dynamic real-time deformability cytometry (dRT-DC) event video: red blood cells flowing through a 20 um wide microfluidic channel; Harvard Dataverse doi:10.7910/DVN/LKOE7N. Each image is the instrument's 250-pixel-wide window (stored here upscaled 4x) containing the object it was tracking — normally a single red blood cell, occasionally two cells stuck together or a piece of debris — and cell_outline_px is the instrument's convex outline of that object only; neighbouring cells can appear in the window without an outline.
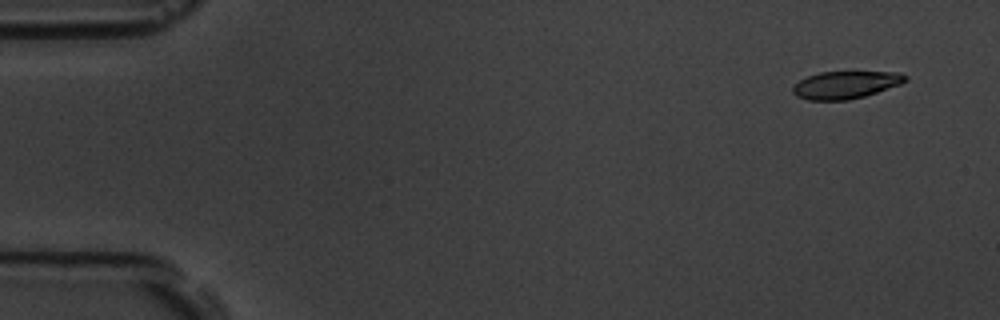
{"species": "common noctule bat (a hibernating species)", "species_latin": "Nyctalus noctula", "temperature_condition": "room temperature", "stored_images_in_passage": 4, "camera_frame_rate_fps": 3000, "um_per_image_px": 0.085, "animal": {"sex": "male", "body_mass_g": 19.5, "forearm_length_mm": 54.6}, "frame": {"image": 1, "passage_image": 1, "time_ms": 0.0, "image_size_px": [1000, 320], "cell_outline_px": [[908, 80], [900, 84], [864, 96], [848, 100], [808, 100], [796, 96], [792, 92], [792, 84], [808, 76], [820, 72], [900, 72], [908, 76]], "centroid_in_image_um": [71.85, 7.21], "position_along_channel_um": 13.1, "area_um2": 18.03}}
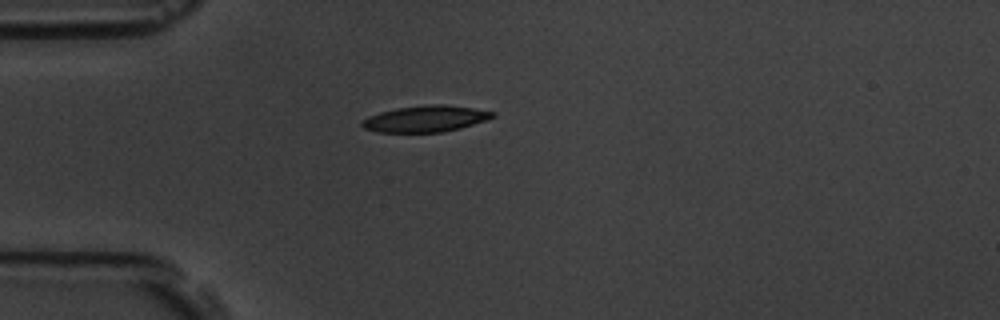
{"frame": {"image": 2, "passage_image": 4, "time_ms": 4.0, "image_size_px": [1000, 320], "cell_outline_px": [[496, 116], [488, 120], [460, 128], [444, 132], [376, 132], [364, 128], [360, 124], [368, 116], [380, 112], [396, 108], [432, 104], [444, 104], [472, 108], [496, 112]], "centroid_in_image_um": [36.2, 10.1], "position_along_channel_um": 48.8, "area_um2": 20.06}}